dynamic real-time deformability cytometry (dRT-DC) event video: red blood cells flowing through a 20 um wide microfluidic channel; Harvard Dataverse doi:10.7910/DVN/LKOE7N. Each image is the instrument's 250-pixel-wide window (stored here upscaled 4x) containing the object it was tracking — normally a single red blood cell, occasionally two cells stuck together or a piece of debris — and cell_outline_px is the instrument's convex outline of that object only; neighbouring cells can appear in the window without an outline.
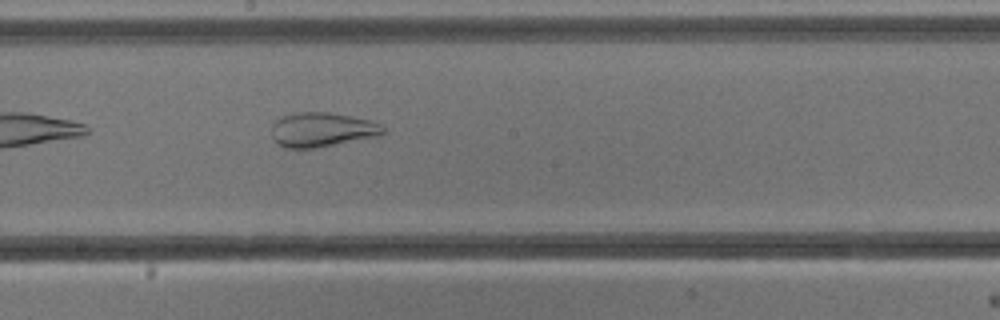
{"species": "common noctule bat (a hibernating species)", "species_latin": "Nyctalus noctula", "temperature_condition": "cold", "stored_images_in_passage": 7, "camera_frame_rate_fps": 3000, "um_per_image_px": 0.085, "animal": {"sex": "male", "body_mass_g": 13.3}, "frame": {"image": 1, "passage_image": 7, "time_ms": 7.667, "image_size_px": [1000, 320], "cell_outline_px": [[384, 132], [380, 136], [312, 148], [284, 148], [276, 144], [272, 140], [272, 124], [276, 120], [284, 116], [296, 112], [328, 112], [372, 120], [380, 124], [384, 128]], "centroid_in_image_um": [27.35, 11.02], "position_along_channel_um": 220.9, "area_um2": 22.43}}